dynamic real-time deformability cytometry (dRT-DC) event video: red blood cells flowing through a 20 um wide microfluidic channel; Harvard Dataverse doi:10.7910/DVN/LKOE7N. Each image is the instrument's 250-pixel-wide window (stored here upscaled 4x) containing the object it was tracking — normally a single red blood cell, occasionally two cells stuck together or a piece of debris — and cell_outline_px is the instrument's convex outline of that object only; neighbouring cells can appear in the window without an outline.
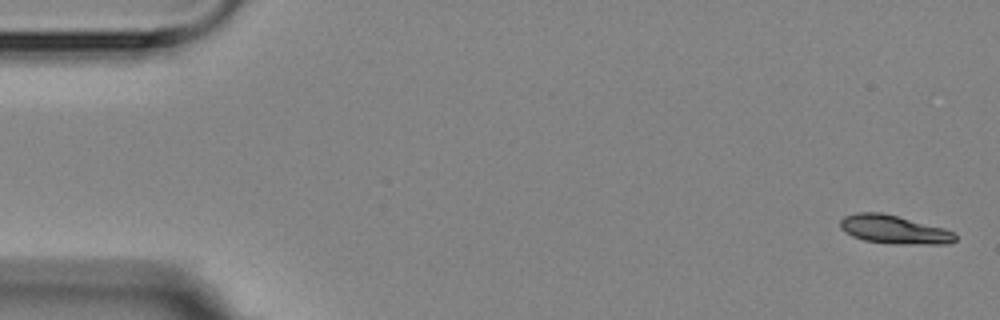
{"species": "Egyptian fruit bat (a non-hibernating species)", "species_latin": "Rousettus aegyptiacus", "temperature_condition": "room temperature", "stored_images_in_passage": 6, "camera_frame_rate_fps": 3000, "um_per_image_px": 0.085, "animal": {"sex": "female"}, "frame": {"image": 1, "passage_image": 1, "time_ms": 0.0, "image_size_px": [1000, 320], "cell_outline_px": [[956, 240], [948, 244], [892, 244], [864, 240], [852, 236], [844, 232], [840, 228], [840, 220], [844, 216], [856, 212], [880, 212], [944, 228], [952, 232], [956, 236]], "centroid_in_image_um": [75.95, 19.52], "position_along_channel_um": 9.0, "area_um2": 19.07}}
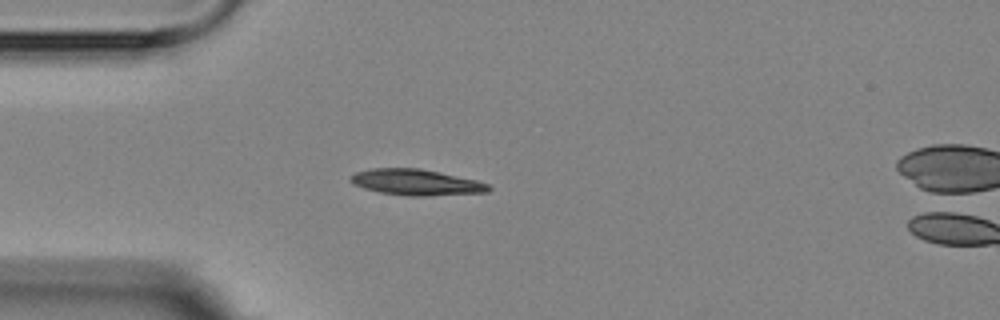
{"frame": {"image": 2, "passage_image": 5, "time_ms": 4.333, "image_size_px": [1000, 320], "cell_outline_px": [[492, 188], [488, 192], [428, 196], [408, 196], [380, 192], [364, 188], [348, 180], [356, 172], [372, 168], [420, 168], [476, 180], [488, 184]], "centroid_in_image_um": [35.39, 15.5], "position_along_channel_um": 49.6, "area_um2": 20.75}}